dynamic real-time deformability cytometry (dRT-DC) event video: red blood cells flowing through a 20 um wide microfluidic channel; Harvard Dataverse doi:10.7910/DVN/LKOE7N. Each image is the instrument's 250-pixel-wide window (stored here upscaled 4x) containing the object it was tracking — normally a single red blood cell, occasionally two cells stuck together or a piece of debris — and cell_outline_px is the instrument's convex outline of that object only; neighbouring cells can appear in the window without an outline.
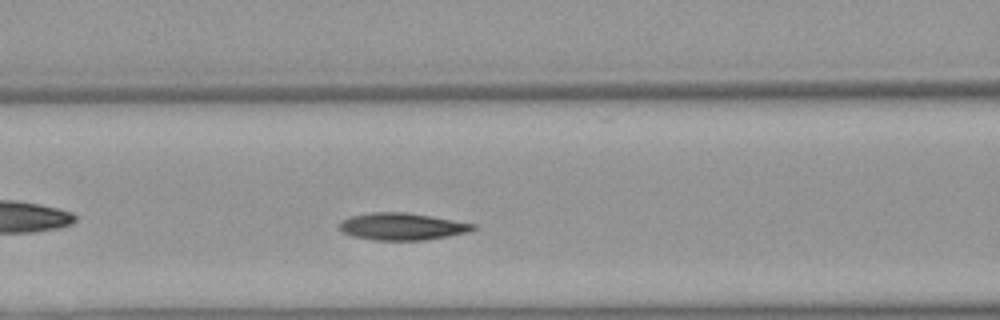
{"species": "Egyptian fruit bat (a non-hibernating species)", "species_latin": "Rousettus aegyptiacus", "temperature_condition": "warm", "stored_images_in_passage": 30, "camera_frame_rate_fps": 3000, "um_per_image_px": 0.085, "animal": {"sex": "female"}, "frame": {"image": 1, "passage_image": 10, "time_ms": 3.0, "image_size_px": [1000, 320], "cell_outline_px": [[476, 228], [468, 232], [448, 236], [424, 240], [372, 240], [352, 236], [344, 232], [336, 224], [340, 220], [352, 216], [372, 212], [404, 212], [432, 216], [476, 224]], "centroid_in_image_um": [34.15, 19.25], "position_along_channel_um": 132.4, "area_um2": 21.15}}
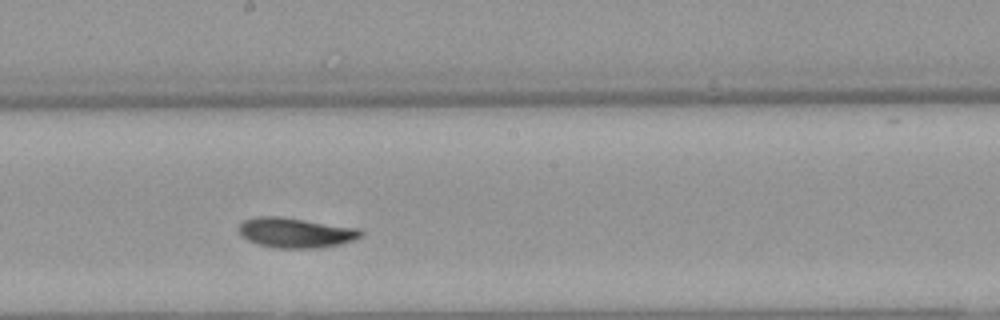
{"frame": {"image": 2, "passage_image": 17, "time_ms": 5.333, "image_size_px": [1000, 320], "cell_outline_px": [[364, 232], [356, 240], [340, 244], [320, 248], [276, 248], [256, 244], [240, 236], [240, 224], [244, 220], [256, 216], [280, 216], [360, 228]], "centroid_in_image_um": [25.15, 19.78], "position_along_channel_um": 223.1, "area_um2": 21.56}}
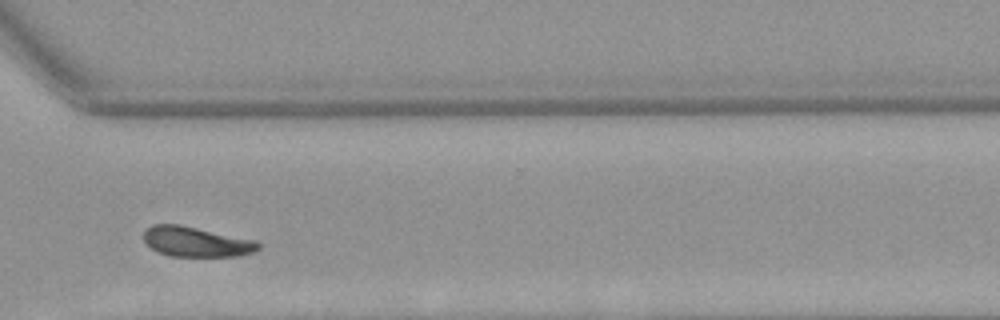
{"frame": {"image": 3, "passage_image": 27, "time_ms": 8.667, "image_size_px": [1000, 320], "cell_outline_px": [[260, 248], [256, 252], [236, 256], [168, 256], [156, 252], [144, 240], [144, 228], [152, 224], [180, 224], [256, 240], [260, 244]], "centroid_in_image_um": [16.67, 20.54], "position_along_channel_um": 353.9, "area_um2": 20.29}, "authors_computed_cell_mechanics": {"area_um2": 21.097, "velocity_mm_per_s": 3.9157, "shape_relaxation_time_tau1_ms": 3.262, "shape_relaxation_time_tau2_ms": 5.0185, "deformation_change_tau1": 0.1317, "deformation_change_tau2": 0.1065}}